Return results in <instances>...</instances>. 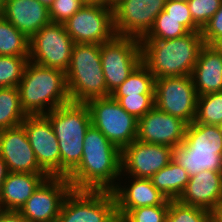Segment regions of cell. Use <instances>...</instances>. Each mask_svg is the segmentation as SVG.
I'll return each mask as SVG.
<instances>
[{
  "label": "cell",
  "instance_id": "74e56055",
  "mask_svg": "<svg viewBox=\"0 0 222 222\" xmlns=\"http://www.w3.org/2000/svg\"><path fill=\"white\" fill-rule=\"evenodd\" d=\"M206 45L218 46L222 42V4L201 30Z\"/></svg>",
  "mask_w": 222,
  "mask_h": 222
},
{
  "label": "cell",
  "instance_id": "f35d334b",
  "mask_svg": "<svg viewBox=\"0 0 222 222\" xmlns=\"http://www.w3.org/2000/svg\"><path fill=\"white\" fill-rule=\"evenodd\" d=\"M0 222H27L19 211L1 210Z\"/></svg>",
  "mask_w": 222,
  "mask_h": 222
},
{
  "label": "cell",
  "instance_id": "30bf717a",
  "mask_svg": "<svg viewBox=\"0 0 222 222\" xmlns=\"http://www.w3.org/2000/svg\"><path fill=\"white\" fill-rule=\"evenodd\" d=\"M155 107L187 124L195 121L198 95L191 76L155 79Z\"/></svg>",
  "mask_w": 222,
  "mask_h": 222
},
{
  "label": "cell",
  "instance_id": "9a60e30c",
  "mask_svg": "<svg viewBox=\"0 0 222 222\" xmlns=\"http://www.w3.org/2000/svg\"><path fill=\"white\" fill-rule=\"evenodd\" d=\"M172 147L134 140L121 150V171L150 179L172 161Z\"/></svg>",
  "mask_w": 222,
  "mask_h": 222
},
{
  "label": "cell",
  "instance_id": "bcb514c9",
  "mask_svg": "<svg viewBox=\"0 0 222 222\" xmlns=\"http://www.w3.org/2000/svg\"><path fill=\"white\" fill-rule=\"evenodd\" d=\"M218 126H219V129L221 131V136H222V122Z\"/></svg>",
  "mask_w": 222,
  "mask_h": 222
},
{
  "label": "cell",
  "instance_id": "d6986e66",
  "mask_svg": "<svg viewBox=\"0 0 222 222\" xmlns=\"http://www.w3.org/2000/svg\"><path fill=\"white\" fill-rule=\"evenodd\" d=\"M2 16L29 39L51 23L49 8L38 0H5Z\"/></svg>",
  "mask_w": 222,
  "mask_h": 222
},
{
  "label": "cell",
  "instance_id": "8fae6325",
  "mask_svg": "<svg viewBox=\"0 0 222 222\" xmlns=\"http://www.w3.org/2000/svg\"><path fill=\"white\" fill-rule=\"evenodd\" d=\"M74 43L102 44L115 36L113 9L85 4L63 23Z\"/></svg>",
  "mask_w": 222,
  "mask_h": 222
},
{
  "label": "cell",
  "instance_id": "277c9868",
  "mask_svg": "<svg viewBox=\"0 0 222 222\" xmlns=\"http://www.w3.org/2000/svg\"><path fill=\"white\" fill-rule=\"evenodd\" d=\"M45 116L59 142L61 177H68L82 159L84 137L91 125L89 108L83 103L70 102L46 113Z\"/></svg>",
  "mask_w": 222,
  "mask_h": 222
},
{
  "label": "cell",
  "instance_id": "c3c4849f",
  "mask_svg": "<svg viewBox=\"0 0 222 222\" xmlns=\"http://www.w3.org/2000/svg\"><path fill=\"white\" fill-rule=\"evenodd\" d=\"M218 46L222 49V42Z\"/></svg>",
  "mask_w": 222,
  "mask_h": 222
},
{
  "label": "cell",
  "instance_id": "ac0fdd59",
  "mask_svg": "<svg viewBox=\"0 0 222 222\" xmlns=\"http://www.w3.org/2000/svg\"><path fill=\"white\" fill-rule=\"evenodd\" d=\"M177 200L212 212L222 202V171L203 170L191 176Z\"/></svg>",
  "mask_w": 222,
  "mask_h": 222
},
{
  "label": "cell",
  "instance_id": "836d02e7",
  "mask_svg": "<svg viewBox=\"0 0 222 222\" xmlns=\"http://www.w3.org/2000/svg\"><path fill=\"white\" fill-rule=\"evenodd\" d=\"M112 98L117 100L127 113L138 120L155 106L154 94L129 95Z\"/></svg>",
  "mask_w": 222,
  "mask_h": 222
},
{
  "label": "cell",
  "instance_id": "52a82bcc",
  "mask_svg": "<svg viewBox=\"0 0 222 222\" xmlns=\"http://www.w3.org/2000/svg\"><path fill=\"white\" fill-rule=\"evenodd\" d=\"M57 222H119L112 191L71 190Z\"/></svg>",
  "mask_w": 222,
  "mask_h": 222
},
{
  "label": "cell",
  "instance_id": "ba28073f",
  "mask_svg": "<svg viewBox=\"0 0 222 222\" xmlns=\"http://www.w3.org/2000/svg\"><path fill=\"white\" fill-rule=\"evenodd\" d=\"M74 44L64 24L51 22L30 38L29 60L66 73Z\"/></svg>",
  "mask_w": 222,
  "mask_h": 222
},
{
  "label": "cell",
  "instance_id": "cb8c5ba5",
  "mask_svg": "<svg viewBox=\"0 0 222 222\" xmlns=\"http://www.w3.org/2000/svg\"><path fill=\"white\" fill-rule=\"evenodd\" d=\"M189 179L188 172L174 161H171L150 178L152 184L168 200H177L184 191Z\"/></svg>",
  "mask_w": 222,
  "mask_h": 222
},
{
  "label": "cell",
  "instance_id": "7dc6e473",
  "mask_svg": "<svg viewBox=\"0 0 222 222\" xmlns=\"http://www.w3.org/2000/svg\"><path fill=\"white\" fill-rule=\"evenodd\" d=\"M174 1L188 2V0H174Z\"/></svg>",
  "mask_w": 222,
  "mask_h": 222
},
{
  "label": "cell",
  "instance_id": "5b68a950",
  "mask_svg": "<svg viewBox=\"0 0 222 222\" xmlns=\"http://www.w3.org/2000/svg\"><path fill=\"white\" fill-rule=\"evenodd\" d=\"M100 44L75 43L72 48L66 83L71 102L86 104L110 95L103 74Z\"/></svg>",
  "mask_w": 222,
  "mask_h": 222
},
{
  "label": "cell",
  "instance_id": "5bb4252c",
  "mask_svg": "<svg viewBox=\"0 0 222 222\" xmlns=\"http://www.w3.org/2000/svg\"><path fill=\"white\" fill-rule=\"evenodd\" d=\"M21 126L39 166L49 176L61 177L59 142L49 119L45 115H27Z\"/></svg>",
  "mask_w": 222,
  "mask_h": 222
},
{
  "label": "cell",
  "instance_id": "f546056e",
  "mask_svg": "<svg viewBox=\"0 0 222 222\" xmlns=\"http://www.w3.org/2000/svg\"><path fill=\"white\" fill-rule=\"evenodd\" d=\"M188 33L189 31L180 23V20L168 16V13L162 10L155 18L149 33L142 39L167 40L180 38Z\"/></svg>",
  "mask_w": 222,
  "mask_h": 222
},
{
  "label": "cell",
  "instance_id": "f1b7e54d",
  "mask_svg": "<svg viewBox=\"0 0 222 222\" xmlns=\"http://www.w3.org/2000/svg\"><path fill=\"white\" fill-rule=\"evenodd\" d=\"M195 122L217 126L222 122V91L198 96Z\"/></svg>",
  "mask_w": 222,
  "mask_h": 222
},
{
  "label": "cell",
  "instance_id": "d590c367",
  "mask_svg": "<svg viewBox=\"0 0 222 222\" xmlns=\"http://www.w3.org/2000/svg\"><path fill=\"white\" fill-rule=\"evenodd\" d=\"M84 5V0H54L49 7L51 22L63 24Z\"/></svg>",
  "mask_w": 222,
  "mask_h": 222
},
{
  "label": "cell",
  "instance_id": "484cf974",
  "mask_svg": "<svg viewBox=\"0 0 222 222\" xmlns=\"http://www.w3.org/2000/svg\"><path fill=\"white\" fill-rule=\"evenodd\" d=\"M18 87L0 88V130L20 126L26 118Z\"/></svg>",
  "mask_w": 222,
  "mask_h": 222
},
{
  "label": "cell",
  "instance_id": "b9f144b4",
  "mask_svg": "<svg viewBox=\"0 0 222 222\" xmlns=\"http://www.w3.org/2000/svg\"><path fill=\"white\" fill-rule=\"evenodd\" d=\"M213 222H222V202L212 211Z\"/></svg>",
  "mask_w": 222,
  "mask_h": 222
},
{
  "label": "cell",
  "instance_id": "1f68e13d",
  "mask_svg": "<svg viewBox=\"0 0 222 222\" xmlns=\"http://www.w3.org/2000/svg\"><path fill=\"white\" fill-rule=\"evenodd\" d=\"M29 57L0 56V88L18 87Z\"/></svg>",
  "mask_w": 222,
  "mask_h": 222
},
{
  "label": "cell",
  "instance_id": "4dcf8cb0",
  "mask_svg": "<svg viewBox=\"0 0 222 222\" xmlns=\"http://www.w3.org/2000/svg\"><path fill=\"white\" fill-rule=\"evenodd\" d=\"M166 222H213V216L206 209L169 200Z\"/></svg>",
  "mask_w": 222,
  "mask_h": 222
},
{
  "label": "cell",
  "instance_id": "ee69618b",
  "mask_svg": "<svg viewBox=\"0 0 222 222\" xmlns=\"http://www.w3.org/2000/svg\"><path fill=\"white\" fill-rule=\"evenodd\" d=\"M5 8V0H0V16H2Z\"/></svg>",
  "mask_w": 222,
  "mask_h": 222
},
{
  "label": "cell",
  "instance_id": "60d3db41",
  "mask_svg": "<svg viewBox=\"0 0 222 222\" xmlns=\"http://www.w3.org/2000/svg\"><path fill=\"white\" fill-rule=\"evenodd\" d=\"M85 4L102 5L113 9V0H84Z\"/></svg>",
  "mask_w": 222,
  "mask_h": 222
},
{
  "label": "cell",
  "instance_id": "7402d4cb",
  "mask_svg": "<svg viewBox=\"0 0 222 222\" xmlns=\"http://www.w3.org/2000/svg\"><path fill=\"white\" fill-rule=\"evenodd\" d=\"M47 177V173L9 172L0 192V208L19 211Z\"/></svg>",
  "mask_w": 222,
  "mask_h": 222
},
{
  "label": "cell",
  "instance_id": "d4e9b609",
  "mask_svg": "<svg viewBox=\"0 0 222 222\" xmlns=\"http://www.w3.org/2000/svg\"><path fill=\"white\" fill-rule=\"evenodd\" d=\"M183 142L190 149L222 150L219 126L196 123L187 124Z\"/></svg>",
  "mask_w": 222,
  "mask_h": 222
},
{
  "label": "cell",
  "instance_id": "d6a6232c",
  "mask_svg": "<svg viewBox=\"0 0 222 222\" xmlns=\"http://www.w3.org/2000/svg\"><path fill=\"white\" fill-rule=\"evenodd\" d=\"M169 200L162 205L131 209L119 222H166Z\"/></svg>",
  "mask_w": 222,
  "mask_h": 222
},
{
  "label": "cell",
  "instance_id": "7a4b0ae2",
  "mask_svg": "<svg viewBox=\"0 0 222 222\" xmlns=\"http://www.w3.org/2000/svg\"><path fill=\"white\" fill-rule=\"evenodd\" d=\"M140 43L142 63L155 79L191 76L199 52L205 45L201 31L167 40L141 39Z\"/></svg>",
  "mask_w": 222,
  "mask_h": 222
},
{
  "label": "cell",
  "instance_id": "ffe728a7",
  "mask_svg": "<svg viewBox=\"0 0 222 222\" xmlns=\"http://www.w3.org/2000/svg\"><path fill=\"white\" fill-rule=\"evenodd\" d=\"M197 95L222 91V49L204 45L191 73Z\"/></svg>",
  "mask_w": 222,
  "mask_h": 222
},
{
  "label": "cell",
  "instance_id": "603a6c76",
  "mask_svg": "<svg viewBox=\"0 0 222 222\" xmlns=\"http://www.w3.org/2000/svg\"><path fill=\"white\" fill-rule=\"evenodd\" d=\"M172 161L193 176L203 170L222 171V150L190 149L184 142L173 147Z\"/></svg>",
  "mask_w": 222,
  "mask_h": 222
},
{
  "label": "cell",
  "instance_id": "f6af8a7d",
  "mask_svg": "<svg viewBox=\"0 0 222 222\" xmlns=\"http://www.w3.org/2000/svg\"><path fill=\"white\" fill-rule=\"evenodd\" d=\"M122 0H113V8Z\"/></svg>",
  "mask_w": 222,
  "mask_h": 222
},
{
  "label": "cell",
  "instance_id": "8992f818",
  "mask_svg": "<svg viewBox=\"0 0 222 222\" xmlns=\"http://www.w3.org/2000/svg\"><path fill=\"white\" fill-rule=\"evenodd\" d=\"M91 124L120 150L137 139L138 119L111 96L88 101Z\"/></svg>",
  "mask_w": 222,
  "mask_h": 222
},
{
  "label": "cell",
  "instance_id": "44dd1931",
  "mask_svg": "<svg viewBox=\"0 0 222 222\" xmlns=\"http://www.w3.org/2000/svg\"><path fill=\"white\" fill-rule=\"evenodd\" d=\"M129 188L118 185L112 190L116 201V214L120 221L131 209L162 205L167 198L152 184L150 179L134 177Z\"/></svg>",
  "mask_w": 222,
  "mask_h": 222
},
{
  "label": "cell",
  "instance_id": "e575fe53",
  "mask_svg": "<svg viewBox=\"0 0 222 222\" xmlns=\"http://www.w3.org/2000/svg\"><path fill=\"white\" fill-rule=\"evenodd\" d=\"M187 4L194 23L202 30L219 10L222 0H188Z\"/></svg>",
  "mask_w": 222,
  "mask_h": 222
},
{
  "label": "cell",
  "instance_id": "4fadbf2b",
  "mask_svg": "<svg viewBox=\"0 0 222 222\" xmlns=\"http://www.w3.org/2000/svg\"><path fill=\"white\" fill-rule=\"evenodd\" d=\"M72 190L67 177H47L19 212L27 222H57L65 197Z\"/></svg>",
  "mask_w": 222,
  "mask_h": 222
},
{
  "label": "cell",
  "instance_id": "4316f807",
  "mask_svg": "<svg viewBox=\"0 0 222 222\" xmlns=\"http://www.w3.org/2000/svg\"><path fill=\"white\" fill-rule=\"evenodd\" d=\"M30 39L0 16V56L29 57Z\"/></svg>",
  "mask_w": 222,
  "mask_h": 222
},
{
  "label": "cell",
  "instance_id": "83f0119b",
  "mask_svg": "<svg viewBox=\"0 0 222 222\" xmlns=\"http://www.w3.org/2000/svg\"><path fill=\"white\" fill-rule=\"evenodd\" d=\"M155 77L141 62L128 78L115 89L111 97H125L129 95L154 94Z\"/></svg>",
  "mask_w": 222,
  "mask_h": 222
},
{
  "label": "cell",
  "instance_id": "7bdbcfd3",
  "mask_svg": "<svg viewBox=\"0 0 222 222\" xmlns=\"http://www.w3.org/2000/svg\"><path fill=\"white\" fill-rule=\"evenodd\" d=\"M38 1L43 5H45L47 8H49L53 4L54 0H38Z\"/></svg>",
  "mask_w": 222,
  "mask_h": 222
},
{
  "label": "cell",
  "instance_id": "e0dca14e",
  "mask_svg": "<svg viewBox=\"0 0 222 222\" xmlns=\"http://www.w3.org/2000/svg\"><path fill=\"white\" fill-rule=\"evenodd\" d=\"M0 156L9 172L46 173L39 166L25 129L21 125L0 130Z\"/></svg>",
  "mask_w": 222,
  "mask_h": 222
},
{
  "label": "cell",
  "instance_id": "9c48e42d",
  "mask_svg": "<svg viewBox=\"0 0 222 222\" xmlns=\"http://www.w3.org/2000/svg\"><path fill=\"white\" fill-rule=\"evenodd\" d=\"M103 74L110 95L142 62L141 43L133 37L115 36L101 44Z\"/></svg>",
  "mask_w": 222,
  "mask_h": 222
},
{
  "label": "cell",
  "instance_id": "ab89813d",
  "mask_svg": "<svg viewBox=\"0 0 222 222\" xmlns=\"http://www.w3.org/2000/svg\"><path fill=\"white\" fill-rule=\"evenodd\" d=\"M9 174L8 167L2 157L0 156V192L2 189V185Z\"/></svg>",
  "mask_w": 222,
  "mask_h": 222
},
{
  "label": "cell",
  "instance_id": "6da1fadb",
  "mask_svg": "<svg viewBox=\"0 0 222 222\" xmlns=\"http://www.w3.org/2000/svg\"><path fill=\"white\" fill-rule=\"evenodd\" d=\"M83 143L82 159L67 177L72 190L112 191L114 179L122 172L121 150L92 124Z\"/></svg>",
  "mask_w": 222,
  "mask_h": 222
},
{
  "label": "cell",
  "instance_id": "8d00e7d4",
  "mask_svg": "<svg viewBox=\"0 0 222 222\" xmlns=\"http://www.w3.org/2000/svg\"><path fill=\"white\" fill-rule=\"evenodd\" d=\"M164 10L168 16L180 20V23L189 31H201V29L194 23L187 2H180L174 0H167Z\"/></svg>",
  "mask_w": 222,
  "mask_h": 222
},
{
  "label": "cell",
  "instance_id": "2e32d148",
  "mask_svg": "<svg viewBox=\"0 0 222 222\" xmlns=\"http://www.w3.org/2000/svg\"><path fill=\"white\" fill-rule=\"evenodd\" d=\"M187 123L181 118L160 111L155 106L138 120L137 140L176 147L185 137Z\"/></svg>",
  "mask_w": 222,
  "mask_h": 222
},
{
  "label": "cell",
  "instance_id": "3957f363",
  "mask_svg": "<svg viewBox=\"0 0 222 222\" xmlns=\"http://www.w3.org/2000/svg\"><path fill=\"white\" fill-rule=\"evenodd\" d=\"M20 105L26 115L46 113L70 103L65 72L44 67L30 60L18 86ZM50 104L48 111L45 106Z\"/></svg>",
  "mask_w": 222,
  "mask_h": 222
},
{
  "label": "cell",
  "instance_id": "7c38bea8",
  "mask_svg": "<svg viewBox=\"0 0 222 222\" xmlns=\"http://www.w3.org/2000/svg\"><path fill=\"white\" fill-rule=\"evenodd\" d=\"M167 0H122L113 8L116 36L141 40L151 30Z\"/></svg>",
  "mask_w": 222,
  "mask_h": 222
}]
</instances>
